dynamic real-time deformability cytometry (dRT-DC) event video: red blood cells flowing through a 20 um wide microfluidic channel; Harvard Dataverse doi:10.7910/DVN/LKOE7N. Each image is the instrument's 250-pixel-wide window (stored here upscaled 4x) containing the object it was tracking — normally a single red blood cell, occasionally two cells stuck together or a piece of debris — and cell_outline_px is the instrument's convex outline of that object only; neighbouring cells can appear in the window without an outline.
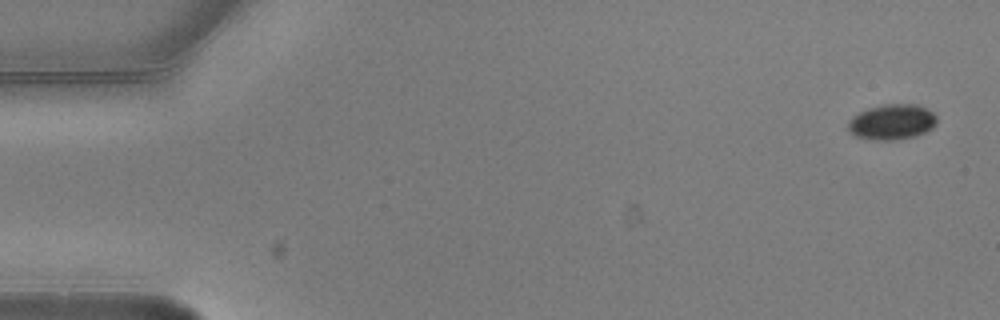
{"species": "common noctule bat (a hibernating species)", "species_latin": "Nyctalus noctula", "temperature_condition": "warm", "stored_images_in_passage": 5, "camera_frame_rate_fps": 3000, "um_per_image_px": 0.085, "animal": {"sex": "male", "body_mass_g": 20.5, "forearm_length_mm": 52.5}, "frame": {"image": 1, "passage_image": 1, "time_ms": 0.0, "image_size_px": [1000, 320], "cell_outline_px": [[936, 124], [932, 128], [916, 136], [896, 140], [872, 140], [856, 136], [848, 128], [848, 124], [860, 112], [868, 108], [884, 104], [916, 104], [932, 112], [936, 116]], "centroid_in_image_um": [75.85, 10.37], "position_along_channel_um": 9.2, "area_um2": 18.03}}
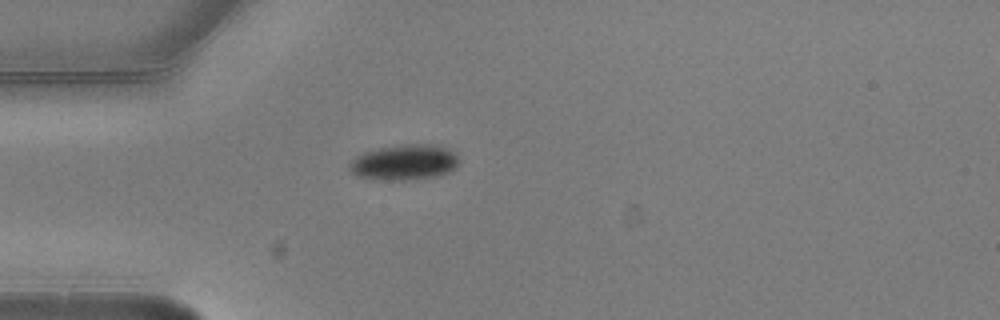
{"frame": {"image": 2, "passage_image": 4, "time_ms": 1.0, "image_size_px": [1000, 320], "cell_outline_px": [[460, 160], [456, 168], [448, 172], [436, 176], [404, 180], [396, 180], [360, 176], [352, 172], [348, 164], [356, 156], [364, 152], [380, 148], [400, 144], [440, 144], [452, 152]], "centroid_in_image_um": [34.41, 13.77], "position_along_channel_um": 50.6, "area_um2": 22.37}}